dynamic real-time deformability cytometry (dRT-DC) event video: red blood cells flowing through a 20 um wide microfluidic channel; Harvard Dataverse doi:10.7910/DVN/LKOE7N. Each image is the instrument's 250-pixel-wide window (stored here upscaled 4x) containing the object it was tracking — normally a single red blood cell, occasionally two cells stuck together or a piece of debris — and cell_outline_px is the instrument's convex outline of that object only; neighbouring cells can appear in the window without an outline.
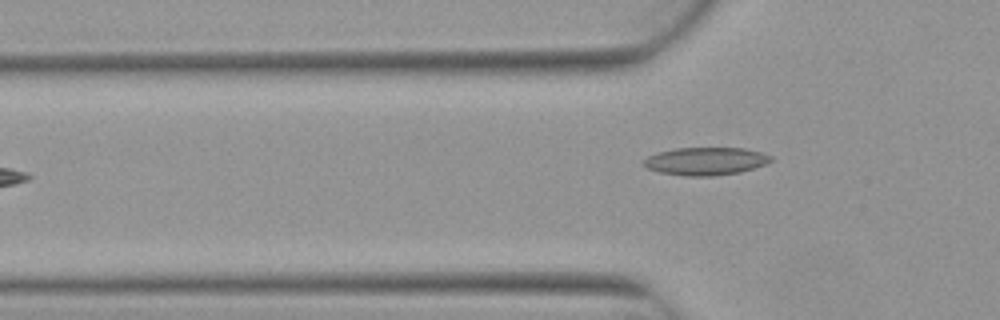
{"species": "Egyptian fruit bat (a non-hibernating species)", "species_latin": "Rousettus aegyptiacus", "temperature_condition": "warm", "stored_images_in_passage": 2, "camera_frame_rate_fps": 3000, "um_per_image_px": 0.085, "animal": {"sex": "female"}, "frame": {"image": 1, "passage_image": 2, "time_ms": 0.333, "image_size_px": [1000, 320], "cell_outline_px": [[772, 160], [764, 164], [740, 172], [712, 176], [688, 176], [660, 172], [648, 168], [644, 164], [644, 160], [648, 156], [656, 152], [676, 148], [744, 148], [760, 152], [772, 156]], "centroid_in_image_um": [59.97, 13.69], "position_along_channel_um": 65.8, "area_um2": 20.4}}